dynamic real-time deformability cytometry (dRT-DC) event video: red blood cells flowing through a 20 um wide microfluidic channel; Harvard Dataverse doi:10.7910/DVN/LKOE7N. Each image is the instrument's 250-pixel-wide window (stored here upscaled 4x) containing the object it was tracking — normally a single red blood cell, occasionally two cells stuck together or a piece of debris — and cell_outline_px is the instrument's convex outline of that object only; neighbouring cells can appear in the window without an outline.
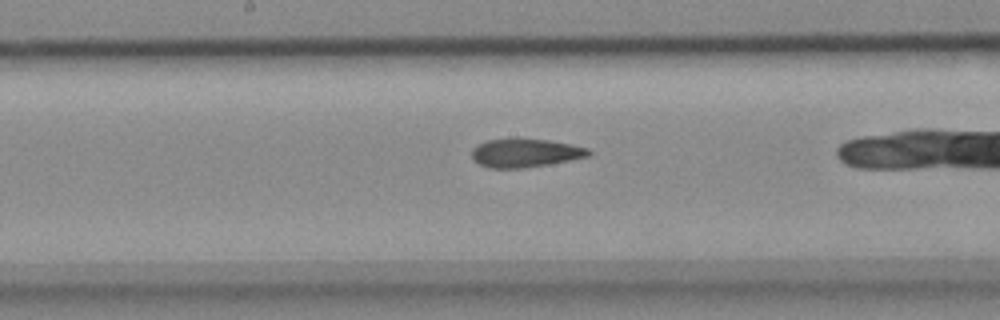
{"species": "common noctule bat (a hibernating species)", "species_latin": "Nyctalus noctula", "temperature_condition": "cold", "stored_images_in_passage": 37, "camera_frame_rate_fps": 3000, "um_per_image_px": 0.085, "animal": {"sex": "female", "body_mass_g": 18.4}, "frame": {"image": 1, "passage_image": 21, "time_ms": 6.667, "image_size_px": [1000, 320], "cell_outline_px": [[592, 156], [548, 164], [524, 168], [488, 168], [472, 160], [472, 148], [476, 144], [484, 140], [548, 140], [572, 144], [588, 148], [592, 152]], "centroid_in_image_um": [44.65, 13.02], "position_along_channel_um": 203.5, "area_um2": 19.31}}
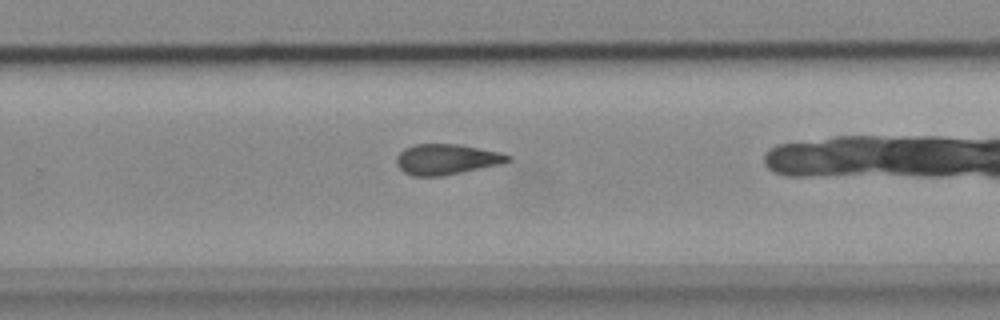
{"frame": {"image": 2, "passage_image": 28, "time_ms": 9.0, "image_size_px": [1000, 320], "cell_outline_px": [[512, 160], [500, 164], [440, 176], [416, 176], [404, 172], [396, 164], [396, 156], [404, 148], [416, 144], [460, 144], [500, 152], [512, 156]], "centroid_in_image_um": [37.95, 13.53], "position_along_channel_um": 291.8, "area_um2": 19.71}}
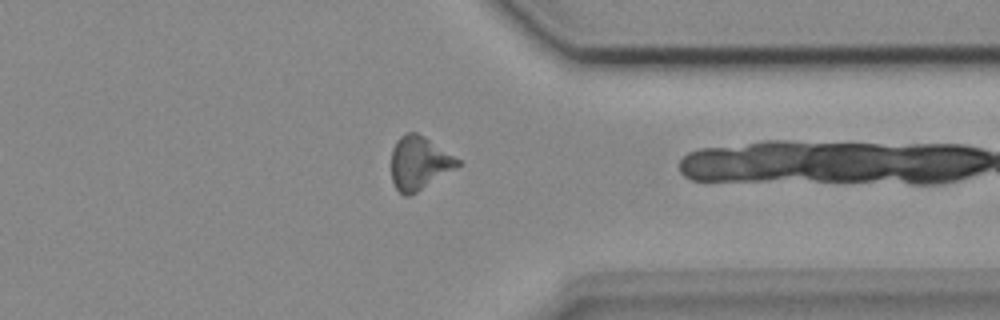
{"frame": {"image": 3, "passage_image": 35, "time_ms": 11.333, "image_size_px": [1000, 320], "cell_outline_px": [[460, 164], [456, 168], [412, 196], [404, 196], [396, 188], [392, 180], [392, 148], [396, 140], [400, 136], [408, 132], [416, 132], [424, 136], [460, 160]], "centroid_in_image_um": [35.61, 13.87], "position_along_channel_um": 375.8, "area_um2": 20.63}}